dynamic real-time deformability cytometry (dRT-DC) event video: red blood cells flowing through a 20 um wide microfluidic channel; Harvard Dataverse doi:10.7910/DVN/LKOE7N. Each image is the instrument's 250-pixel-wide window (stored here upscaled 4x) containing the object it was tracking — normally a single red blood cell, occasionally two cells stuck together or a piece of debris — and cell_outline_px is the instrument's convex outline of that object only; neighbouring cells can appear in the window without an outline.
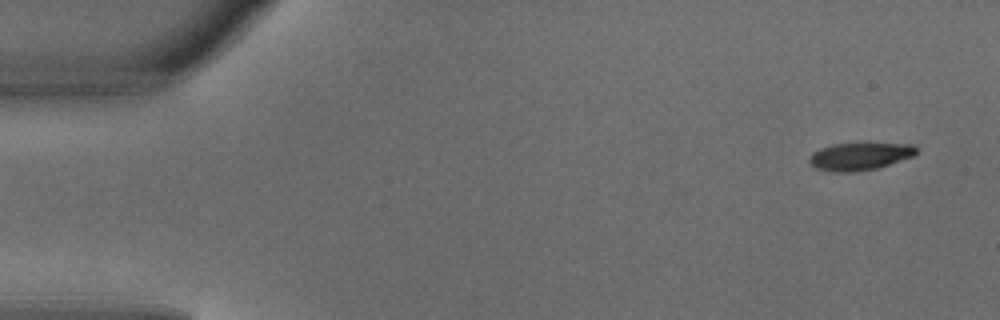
{"species": "common noctule bat (a hibernating species)", "species_latin": "Nyctalus noctula", "temperature_condition": "warm", "stored_images_in_passage": 3, "camera_frame_rate_fps": 3000, "um_per_image_px": 0.085, "animal": {"sex": "male", "body_mass_g": 18.8}, "frame": {"image": 1, "passage_image": 1, "time_ms": 0.0, "image_size_px": [1000, 320], "cell_outline_px": [[916, 156], [876, 168], [856, 172], [832, 172], [816, 168], [808, 164], [808, 156], [812, 152], [820, 148], [832, 144], [912, 144], [916, 148]], "centroid_in_image_um": [73.02, 13.3], "position_along_channel_um": 12.0, "area_um2": 17.22}}